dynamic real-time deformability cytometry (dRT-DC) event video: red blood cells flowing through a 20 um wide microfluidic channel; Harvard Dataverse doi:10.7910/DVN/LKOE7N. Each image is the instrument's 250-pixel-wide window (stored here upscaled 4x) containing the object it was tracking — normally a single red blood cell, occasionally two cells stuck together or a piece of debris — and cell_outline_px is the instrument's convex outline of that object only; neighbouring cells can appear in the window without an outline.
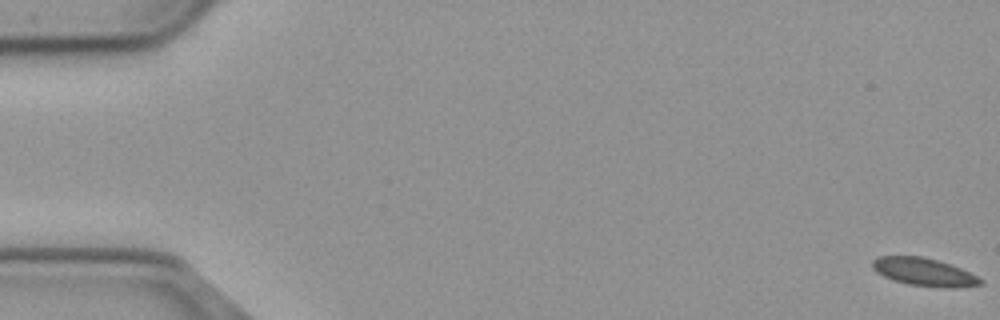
{"species": "common noctule bat (a hibernating species)", "species_latin": "Nyctalus noctula", "temperature_condition": "cold", "stored_images_in_passage": 57, "camera_frame_rate_fps": 3000, "um_per_image_px": 0.085, "animal": {"sex": "male", "body_mass_g": 23.1, "forearm_length_mm": 52.7}, "frame": {"image": 1, "passage_image": 1, "time_ms": 0.0, "image_size_px": [1000, 320], "cell_outline_px": [[984, 284], [960, 288], [944, 288], [908, 284], [892, 280], [876, 272], [872, 268], [872, 260], [880, 256], [920, 256], [936, 260], [960, 268], [984, 280]], "centroid_in_image_um": [78.55, 23.14], "position_along_channel_um": 6.5, "area_um2": 17.57}}
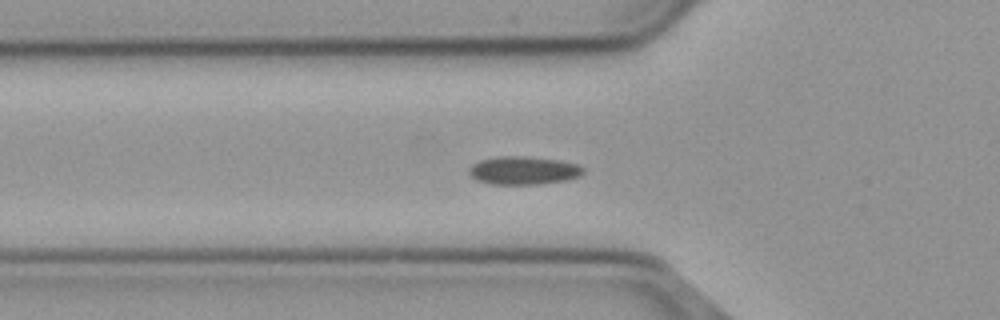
{"frame": {"image": 2, "passage_image": 20, "time_ms": 6.333, "image_size_px": [1000, 320], "cell_outline_px": [[584, 172], [580, 176], [564, 180], [536, 184], [488, 184], [476, 180], [468, 172], [468, 168], [472, 164], [480, 160], [500, 156], [524, 156], [560, 160], [576, 164], [584, 168]], "centroid_in_image_um": [44.46, 14.48], "position_along_channel_um": 81.3, "area_um2": 18.73}}
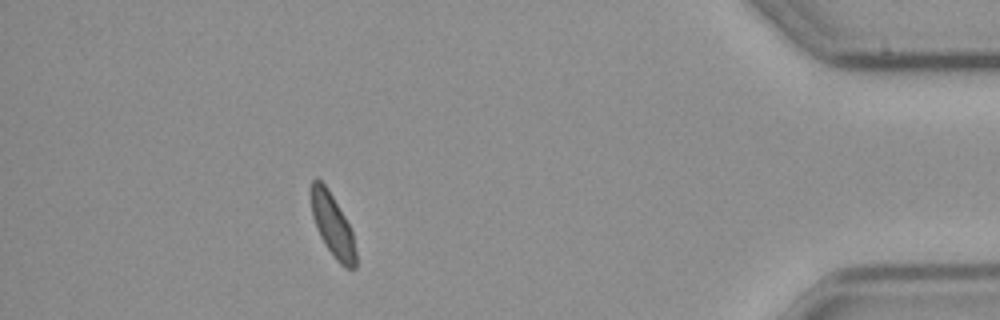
{"frame": {"image": 3, "passage_image": 51, "time_ms": 16.667, "image_size_px": [1000, 320], "cell_outline_px": [[356, 268], [344, 268], [336, 260], [324, 244], [316, 228], [312, 216], [312, 180], [316, 176], [324, 184], [332, 196], [344, 216], [352, 232], [356, 252]], "centroid_in_image_um": [28.27, 19.19], "position_along_channel_um": 406.9, "area_um2": 16.07}, "authors_computed_cell_mechanics": {"area_um2": 17.629, "velocity_mm_per_s": 3.6711, "shape_relaxation_time_tau1_ms": 3.3314, "shape_relaxation_time_tau2_ms": 7.4679, "deformation_change_tau1": 0.074, "deformation_change_tau2": 0.0729}}